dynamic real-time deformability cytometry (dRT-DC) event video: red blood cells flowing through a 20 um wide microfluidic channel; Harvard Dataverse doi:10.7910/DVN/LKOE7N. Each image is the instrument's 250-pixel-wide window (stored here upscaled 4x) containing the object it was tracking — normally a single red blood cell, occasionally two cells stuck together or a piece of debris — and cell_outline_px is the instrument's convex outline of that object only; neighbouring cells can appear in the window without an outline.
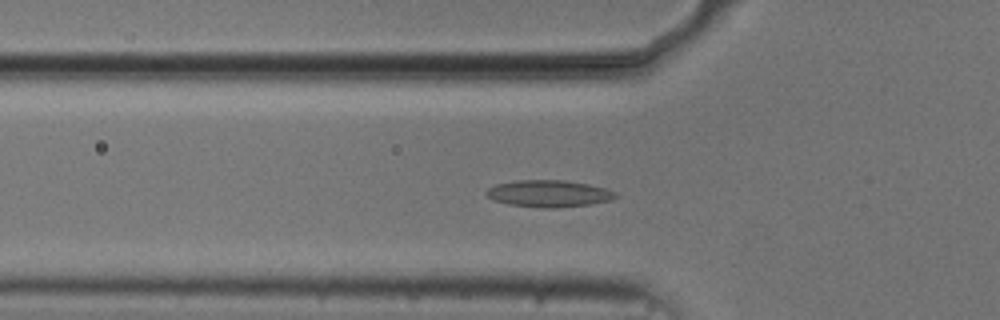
{"species": "common noctule bat (a hibernating species)", "species_latin": "Nyctalus noctula", "temperature_condition": "cold", "stored_images_in_passage": 40, "camera_frame_rate_fps": 3000, "um_per_image_px": 0.085, "animal": {"sex": "male", "body_mass_g": 20.5, "forearm_length_mm": 52.5}, "frame": {"image": 1, "passage_image": 4, "time_ms": 1.0, "image_size_px": [1000, 320], "cell_outline_px": [[620, 196], [608, 200], [588, 204], [560, 208], [544, 208], [508, 204], [492, 200], [484, 192], [488, 188], [496, 184], [516, 180], [564, 180], [588, 184], [604, 188], [616, 192]], "centroid_in_image_um": [46.62, 16.45], "position_along_channel_um": 79.2, "area_um2": 20.23}}
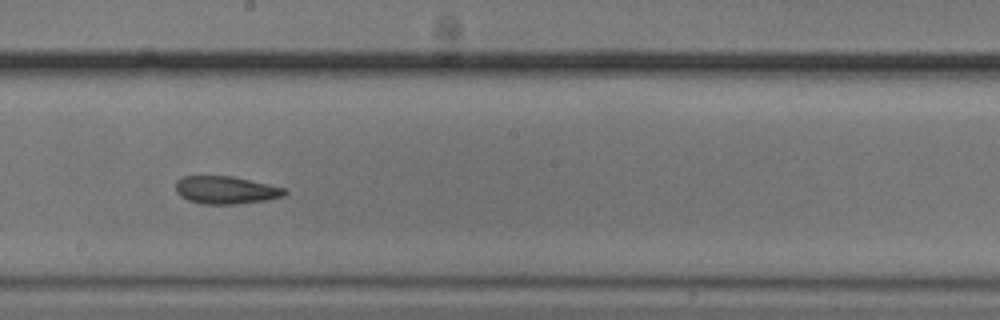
{"frame": {"image": 2, "passage_image": 16, "time_ms": 5.0, "image_size_px": [1000, 320], "cell_outline_px": [[288, 192], [284, 196], [268, 200], [236, 204], [204, 204], [188, 200], [180, 196], [176, 192], [176, 180], [184, 176], [232, 176], [268, 184], [284, 188]], "centroid_in_image_um": [19.19, 16.16], "position_along_channel_um": 229.0, "area_um2": 17.63}}
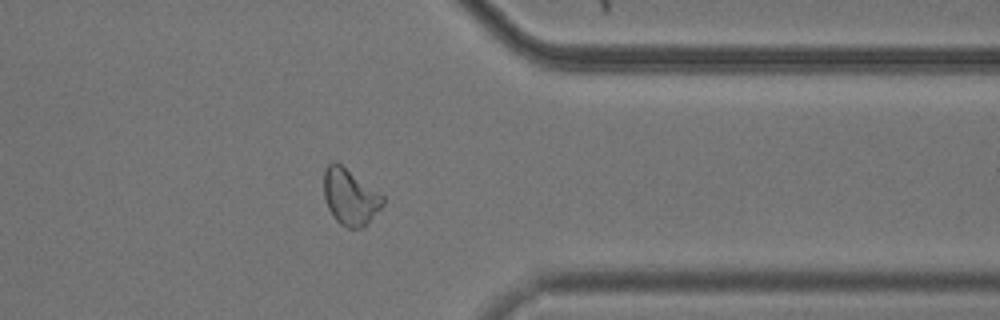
{"frame": {"image": 3, "passage_image": 29, "time_ms": 9.333, "image_size_px": [1000, 320], "cell_outline_px": [[384, 204], [368, 224], [364, 228], [348, 228], [340, 224], [332, 216], [328, 208], [324, 196], [324, 168], [332, 160], [336, 160], [384, 196]], "centroid_in_image_um": [29.75, 16.73], "position_along_channel_um": 381.7, "area_um2": 19.54}, "authors_computed_cell_mechanics": {"area_um2": 18.3804, "velocity_mm_per_s": 3.7249, "shape_relaxation_time_tau1_ms": 6.7945, "shape_relaxation_time_tau2_ms": 3.9716, "deformation_change_tau1": 0.1411, "deformation_change_tau2": 0.1012}}